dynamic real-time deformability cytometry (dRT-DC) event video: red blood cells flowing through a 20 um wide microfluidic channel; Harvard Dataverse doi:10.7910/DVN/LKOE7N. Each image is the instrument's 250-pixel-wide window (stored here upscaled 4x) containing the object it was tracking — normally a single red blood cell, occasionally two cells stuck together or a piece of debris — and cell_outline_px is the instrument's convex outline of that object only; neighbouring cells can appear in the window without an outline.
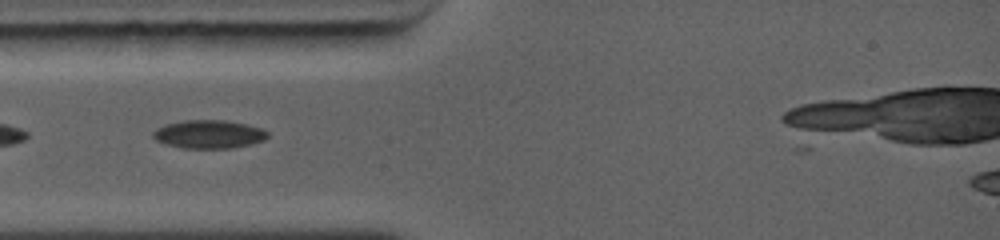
{"species": "common noctule bat (a hibernating species)", "species_latin": "Nyctalus noctula", "temperature_condition": "warm", "stored_images_in_passage": 5, "camera_frame_rate_fps": 5000, "um_per_image_px": 0.085, "animal": {"sex": "female", "body_mass_g": 19.0, "forearm_length_mm": 56.7}, "frame": {"image": 1, "passage_image": 2, "time_ms": 0.8, "image_size_px": [1000, 240], "cell_outline_px": [[268, 136], [264, 140], [232, 148], [184, 148], [168, 144], [156, 140], [152, 136], [152, 132], [156, 128], [164, 124], [184, 120], [228, 120], [260, 128], [268, 132]], "centroid_in_image_um": [17.72, 11.4], "position_along_channel_um": 67.3, "area_um2": 18.79}}
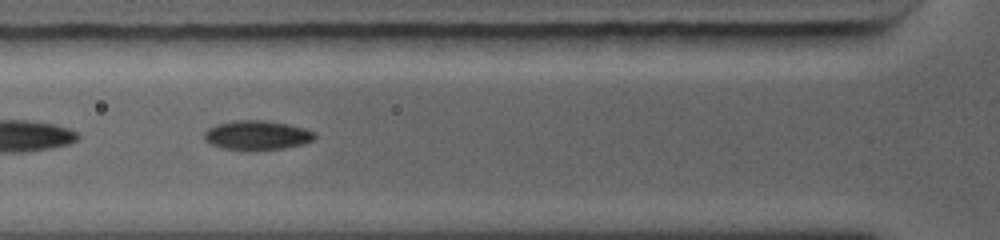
{"frame": {"image": 2, "passage_image": 3, "time_ms": 1.6, "image_size_px": [1000, 240], "cell_outline_px": [[316, 136], [312, 140], [304, 144], [284, 148], [256, 152], [224, 148], [212, 144], [204, 140], [204, 132], [208, 128], [216, 124], [236, 120], [264, 120], [288, 124], [304, 128], [316, 132]], "centroid_in_image_um": [21.86, 11.51], "position_along_channel_um": 103.9, "area_um2": 19.25}}
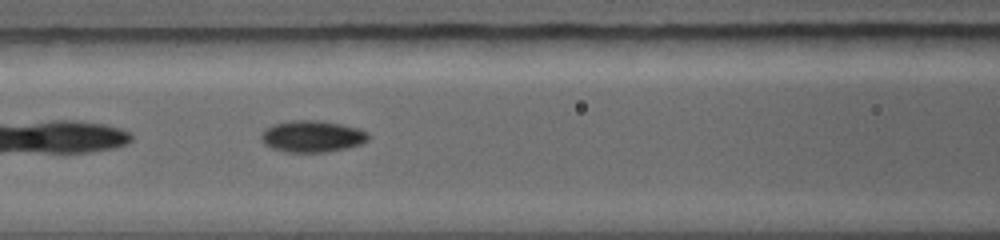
{"frame": {"image": 3, "passage_image": 4, "time_ms": 2.4, "image_size_px": [1000, 240], "cell_outline_px": [[372, 136], [368, 140], [360, 144], [348, 148], [328, 152], [284, 152], [272, 148], [264, 144], [260, 140], [260, 136], [264, 128], [272, 124], [292, 120], [316, 120], [340, 124], [356, 128], [368, 132]], "centroid_in_image_um": [26.51, 11.59], "position_along_channel_um": 140.1, "area_um2": 20.0}}